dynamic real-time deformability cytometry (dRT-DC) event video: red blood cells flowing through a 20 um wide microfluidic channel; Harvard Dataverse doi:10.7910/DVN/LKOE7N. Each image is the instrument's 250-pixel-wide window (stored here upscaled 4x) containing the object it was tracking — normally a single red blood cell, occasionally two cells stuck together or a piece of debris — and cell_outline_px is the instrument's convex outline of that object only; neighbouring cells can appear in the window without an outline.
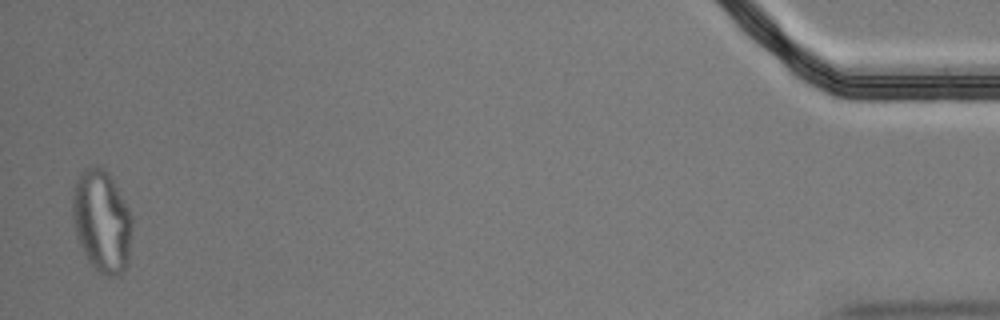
{"species": "Egyptian fruit bat (a non-hibernating species)", "species_latin": "Rousettus aegyptiacus", "temperature_condition": "cold", "stored_images_in_passage": 57, "segment_of_instrument_passage": [2, 2], "camera_frame_rate_fps": 3000, "um_per_image_px": 0.085, "animal": {"sex": "male"}, "frame": {"image": 1, "passage_image": 56, "time_ms": 18.333, "image_size_px": [1000, 320], "cell_outline_px": [[132, 220], [128, 264], [120, 272], [112, 276], [104, 276], [88, 260], [76, 236], [72, 216], [72, 196], [76, 180], [80, 172], [84, 168], [92, 164], [96, 164], [104, 168], [112, 176]], "centroid_in_image_um": [8.62, 18.74], "position_along_channel_um": 426.6, "area_um2": 35.37}}